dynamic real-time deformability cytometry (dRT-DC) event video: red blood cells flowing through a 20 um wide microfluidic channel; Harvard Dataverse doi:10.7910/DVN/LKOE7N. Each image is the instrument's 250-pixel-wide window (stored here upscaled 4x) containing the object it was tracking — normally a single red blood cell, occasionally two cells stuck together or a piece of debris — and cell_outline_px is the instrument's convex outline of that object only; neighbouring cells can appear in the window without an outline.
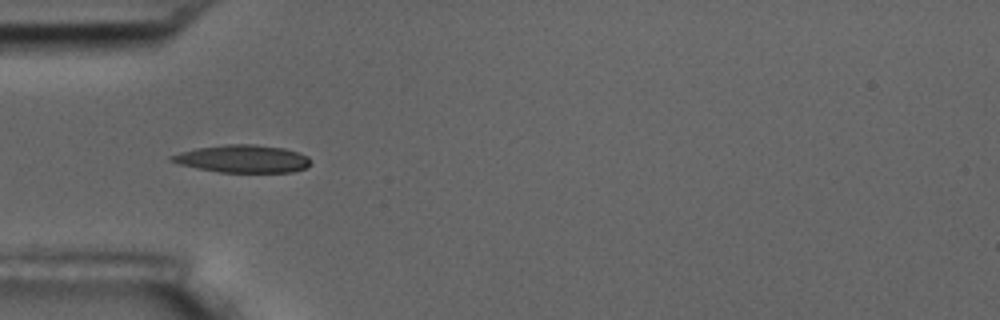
{"species": "common noctule bat (a hibernating species)", "species_latin": "Nyctalus noctula", "temperature_condition": "room temperature", "stored_images_in_passage": 6, "camera_frame_rate_fps": 3000, "um_per_image_px": 0.085, "animal": {"sex": "male", "body_mass_g": 17.5, "forearm_length_mm": 52.3}, "frame": {"image": 1, "passage_image": 5, "time_ms": 4.667, "image_size_px": [1000, 320], "cell_outline_px": [[308, 164], [304, 168], [292, 172], [220, 172], [196, 168], [180, 164], [168, 160], [168, 156], [180, 152], [196, 148], [224, 144], [252, 144], [284, 148], [308, 156]], "centroid_in_image_um": [20.56, 13.49], "position_along_channel_um": 64.4, "area_um2": 22.25}}